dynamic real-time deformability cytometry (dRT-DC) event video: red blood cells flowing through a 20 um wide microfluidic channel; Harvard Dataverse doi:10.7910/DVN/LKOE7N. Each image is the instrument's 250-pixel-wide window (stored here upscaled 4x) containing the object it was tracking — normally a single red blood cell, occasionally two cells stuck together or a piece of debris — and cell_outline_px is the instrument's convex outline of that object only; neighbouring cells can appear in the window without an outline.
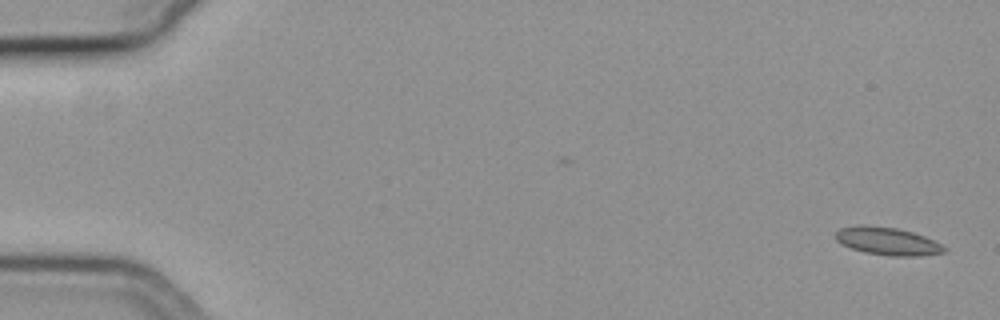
{"species": "common noctule bat (a hibernating species)", "species_latin": "Nyctalus noctula", "temperature_condition": "cold", "stored_images_in_passage": 47, "camera_frame_rate_fps": 3000, "um_per_image_px": 0.085, "animal": {"sex": "female", "body_mass_g": 19.3, "forearm_length_mm": 54.1}, "frame": {"image": 1, "passage_image": 1, "time_ms": 0.0, "image_size_px": [1000, 320], "cell_outline_px": [[948, 248], [944, 252], [920, 256], [892, 256], [864, 252], [840, 244], [836, 240], [836, 232], [840, 228], [860, 224], [864, 224], [896, 228], [912, 232], [924, 236]], "centroid_in_image_um": [75.41, 20.49], "position_along_channel_um": 9.6, "area_um2": 17.57}}
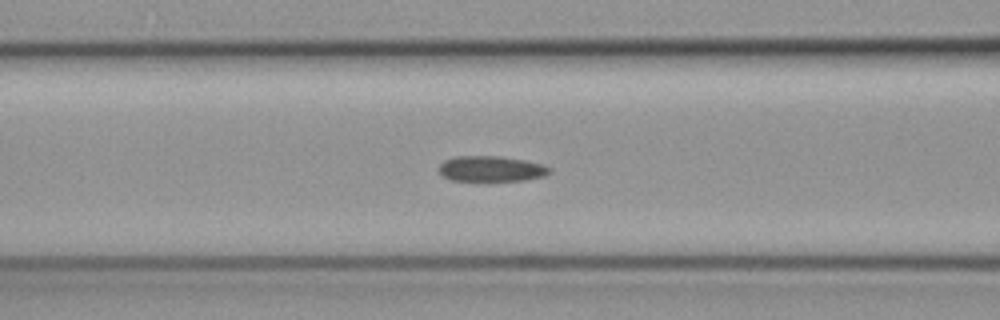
{"frame": {"image": 2, "passage_image": 23, "time_ms": 7.333, "image_size_px": [1000, 320], "cell_outline_px": [[552, 172], [544, 176], [524, 180], [452, 180], [444, 176], [436, 168], [444, 160], [456, 156], [500, 156], [524, 160], [540, 164], [552, 168]], "centroid_in_image_um": [41.74, 14.33], "position_along_channel_um": 124.9, "area_um2": 16.36}}
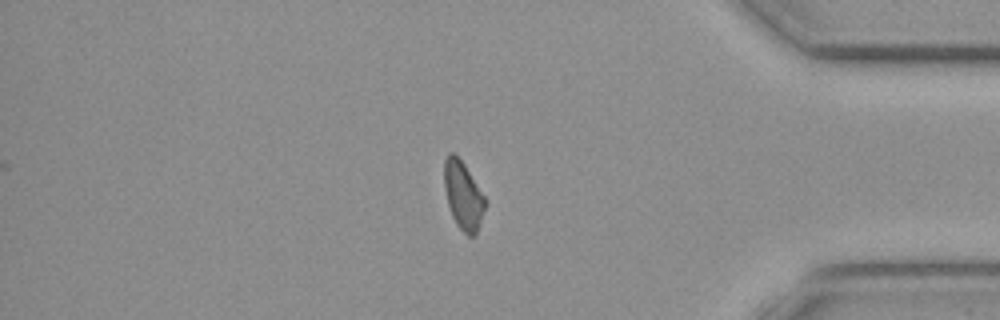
{"frame": {"image": 3, "passage_image": 47, "time_ms": 15.333, "image_size_px": [1000, 320], "cell_outline_px": [[484, 208], [476, 232], [472, 236], [468, 236], [456, 224], [452, 216], [448, 204], [444, 188], [444, 160], [448, 152], [452, 152], [464, 164], [484, 196]], "centroid_in_image_um": [39.32, 16.58], "position_along_channel_um": 395.9, "area_um2": 15.72}}